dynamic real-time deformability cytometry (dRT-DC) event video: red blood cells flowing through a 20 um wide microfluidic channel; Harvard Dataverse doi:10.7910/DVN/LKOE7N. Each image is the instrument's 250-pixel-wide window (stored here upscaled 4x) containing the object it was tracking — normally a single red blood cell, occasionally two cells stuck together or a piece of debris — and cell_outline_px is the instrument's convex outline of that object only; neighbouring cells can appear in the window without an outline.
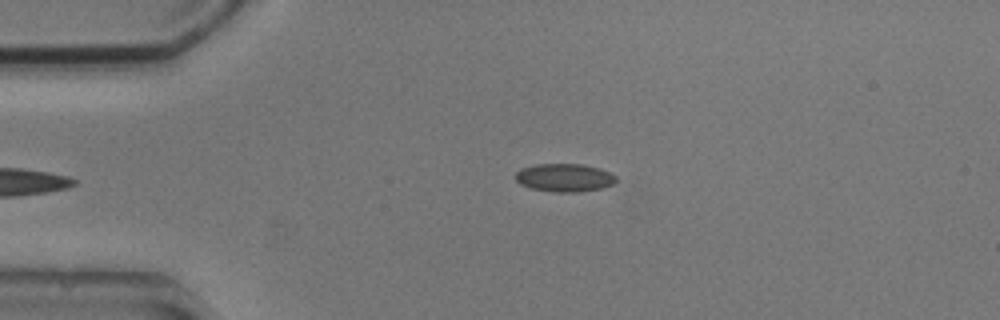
{"species": "common noctule bat (a hibernating species)", "species_latin": "Nyctalus noctula", "temperature_condition": "cold", "stored_images_in_passage": 4, "camera_frame_rate_fps": 3000, "um_per_image_px": 0.085, "animal": {"sex": "male", "body_mass_g": 20.5, "forearm_length_mm": 52.5}, "frame": {"image": 1, "passage_image": 4, "time_ms": 3.333, "image_size_px": [1000, 320], "cell_outline_px": [[616, 180], [612, 184], [604, 188], [576, 192], [556, 192], [532, 188], [520, 184], [516, 180], [516, 172], [520, 168], [536, 164], [580, 164], [600, 168], [616, 176]], "centroid_in_image_um": [47.97, 15.1], "position_along_channel_um": 37.0, "area_um2": 16.42}}